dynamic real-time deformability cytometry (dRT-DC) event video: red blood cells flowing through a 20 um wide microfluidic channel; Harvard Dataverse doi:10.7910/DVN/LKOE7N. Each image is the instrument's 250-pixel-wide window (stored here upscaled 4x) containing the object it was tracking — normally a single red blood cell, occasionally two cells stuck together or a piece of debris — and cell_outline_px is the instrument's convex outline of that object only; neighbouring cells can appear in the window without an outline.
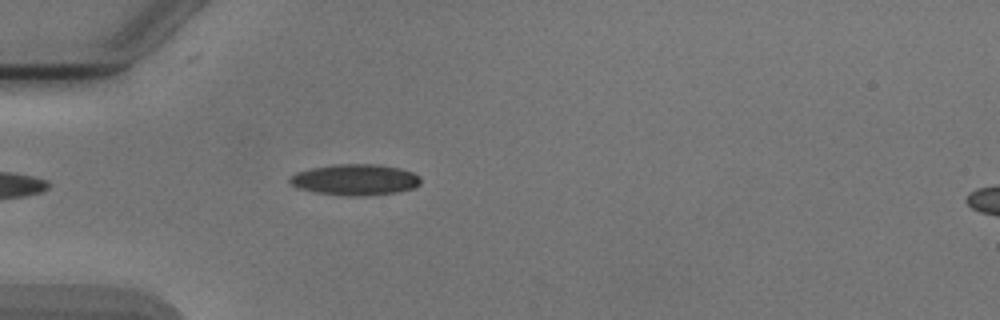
{"species": "Egyptian fruit bat (a non-hibernating species)", "species_latin": "Rousettus aegyptiacus", "temperature_condition": "cold", "stored_images_in_passage": 5, "camera_frame_rate_fps": 3000, "um_per_image_px": 0.085, "animal": {"sex": "male"}, "frame": {"image": 1, "passage_image": 1, "time_ms": 0.0, "image_size_px": [1000, 320], "cell_outline_px": [[420, 184], [412, 188], [396, 192], [364, 196], [348, 196], [316, 192], [296, 188], [288, 180], [288, 176], [296, 172], [312, 168], [332, 164], [376, 164], [400, 168], [412, 172], [420, 176]], "centroid_in_image_um": [30.15, 15.27], "position_along_channel_um": 54.8, "area_um2": 23.76}}
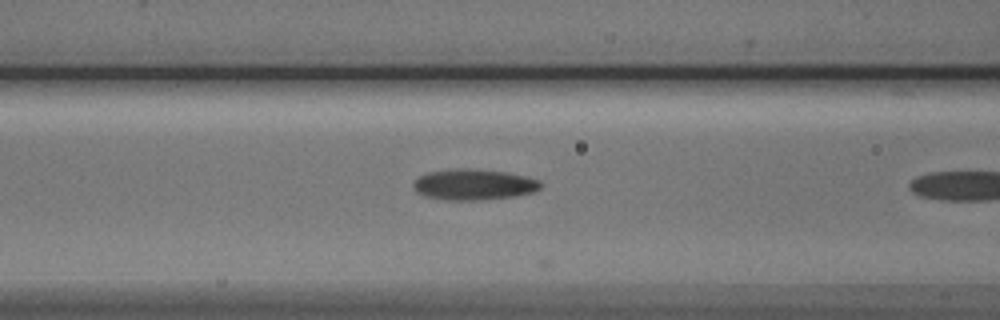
{"frame": {"image": 2, "passage_image": 4, "time_ms": 1.0, "image_size_px": [1000, 320], "cell_outline_px": [[544, 184], [536, 192], [516, 196], [484, 200], [444, 200], [424, 196], [416, 192], [412, 184], [420, 176], [428, 172], [456, 168], [468, 168], [504, 172], [524, 176], [540, 180]], "centroid_in_image_um": [40.29, 15.7], "position_along_channel_um": 126.3, "area_um2": 23.12}}